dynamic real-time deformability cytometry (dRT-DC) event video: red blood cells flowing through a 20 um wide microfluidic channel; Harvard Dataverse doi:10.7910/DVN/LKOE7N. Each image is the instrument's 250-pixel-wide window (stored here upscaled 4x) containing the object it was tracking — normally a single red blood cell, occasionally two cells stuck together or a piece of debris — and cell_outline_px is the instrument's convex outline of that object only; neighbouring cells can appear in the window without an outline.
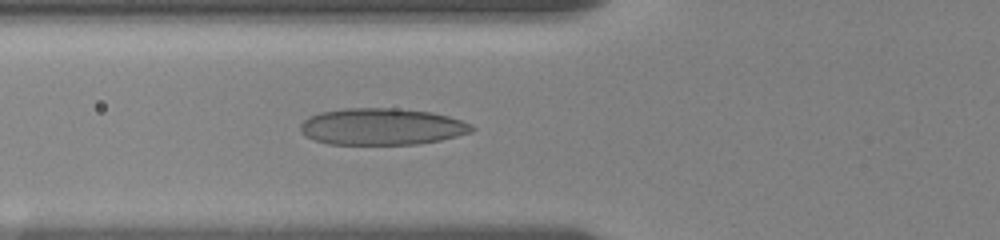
{"species": "human", "species_latin": "Homo sapiens", "temperature_condition": "room temperature", "stored_images_in_passage": 14, "camera_frame_rate_fps": 3000, "um_per_image_px": 0.085, "donor": {"sex": "female"}, "frame": {"image": 1, "passage_image": 12, "time_ms": 6.667, "image_size_px": [1000, 240], "cell_outline_px": [[476, 128], [472, 132], [440, 140], [420, 144], [328, 144], [304, 136], [300, 132], [300, 124], [308, 116], [320, 112], [344, 108], [396, 108], [432, 112], [448, 116], [472, 124]], "centroid_in_image_um": [32.44, 10.76], "position_along_channel_um": 93.4, "area_um2": 36.88}}
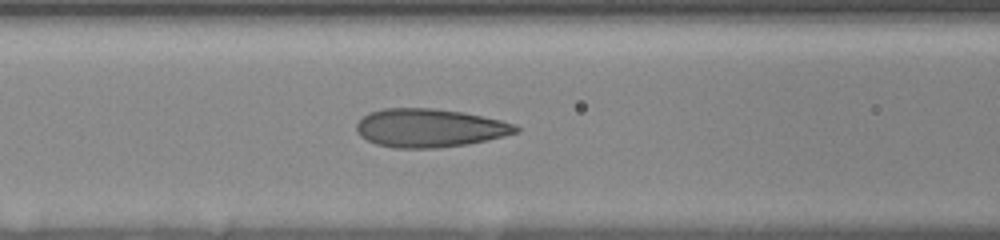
{"frame": {"image": 2, "passage_image": 14, "time_ms": 7.667, "image_size_px": [1000, 240], "cell_outline_px": [[520, 132], [488, 140], [468, 144], [436, 148], [392, 148], [376, 144], [360, 136], [356, 132], [356, 124], [368, 112], [384, 108], [432, 108], [464, 112], [500, 120], [516, 124], [520, 128]], "centroid_in_image_um": [36.52, 10.88], "position_along_channel_um": 130.1, "area_um2": 35.95}}